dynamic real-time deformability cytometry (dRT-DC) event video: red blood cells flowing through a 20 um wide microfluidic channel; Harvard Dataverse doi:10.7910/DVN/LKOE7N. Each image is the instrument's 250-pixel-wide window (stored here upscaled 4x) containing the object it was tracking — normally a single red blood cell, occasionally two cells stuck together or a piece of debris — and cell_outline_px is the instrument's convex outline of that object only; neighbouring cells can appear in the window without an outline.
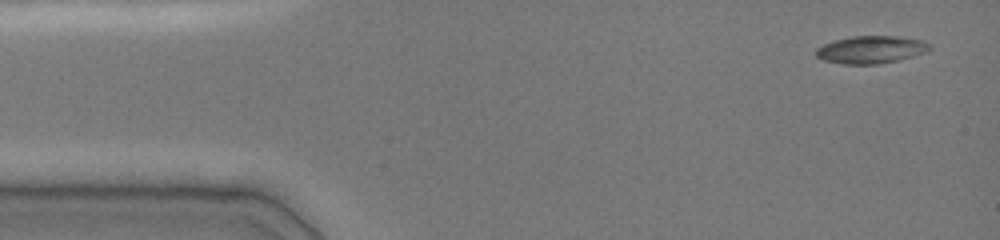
{"species": "common noctule bat (a hibernating species)", "species_latin": "Nyctalus noctula", "temperature_condition": "cold", "stored_images_in_passage": 29, "camera_frame_rate_fps": 3000, "um_per_image_px": 0.085, "animal": {"sex": "female", "body_mass_g": 19.0, "forearm_length_mm": 51.5}, "frame": {"image": 1, "passage_image": 1, "time_ms": 0.0, "image_size_px": [1000, 240], "cell_outline_px": [[932, 48], [928, 52], [896, 60], [876, 64], [840, 64], [824, 60], [816, 56], [816, 48], [832, 40], [852, 36], [896, 36], [920, 40], [928, 44]], "centroid_in_image_um": [74.0, 4.21], "position_along_channel_um": 11.0, "area_um2": 18.15}}
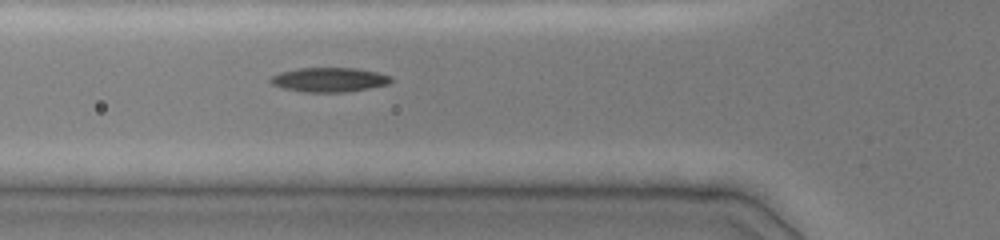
{"frame": {"image": 2, "passage_image": 10, "time_ms": 4.667, "image_size_px": [1000, 240], "cell_outline_px": [[392, 80], [388, 84], [368, 88], [344, 92], [304, 92], [284, 88], [272, 84], [268, 80], [272, 76], [280, 72], [296, 68], [356, 68], [376, 72], [388, 76]], "centroid_in_image_um": [27.93, 6.77], "position_along_channel_um": 97.9, "area_um2": 16.94}}
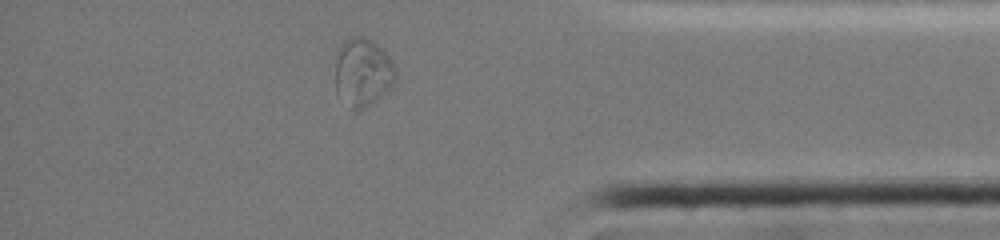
{"frame": {"image": 3, "passage_image": 26, "time_ms": 12.667, "image_size_px": [1000, 240], "cell_outline_px": [[396, 80], [376, 100], [360, 108], [352, 108], [336, 92], [336, 48], [344, 40], [352, 36], [364, 36], [372, 40], [388, 56], [396, 68]], "centroid_in_image_um": [30.81, 6.07], "position_along_channel_um": 404.4, "area_um2": 23.64}, "authors_computed_cell_mechanics": {"area_um2": 17.1666, "velocity_mm_per_s": 3.9966, "shape_relaxation_time_tau1_ms": 9.5487, "shape_relaxation_time_tau2_ms": 8.4509, "deformation_change_tau1": 0.2293, "deformation_change_tau2": 0.098}}